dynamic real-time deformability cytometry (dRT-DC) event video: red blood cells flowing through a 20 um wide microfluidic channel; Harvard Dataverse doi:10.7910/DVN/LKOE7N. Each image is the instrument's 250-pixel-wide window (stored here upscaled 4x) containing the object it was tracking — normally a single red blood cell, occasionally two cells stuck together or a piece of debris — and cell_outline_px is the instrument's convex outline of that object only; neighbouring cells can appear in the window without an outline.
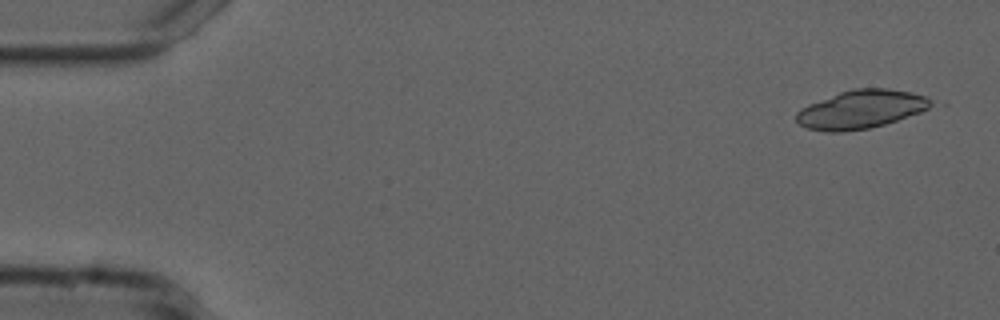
{"species": "common noctule bat (a hibernating species)", "species_latin": "Nyctalus noctula", "temperature_condition": "cold", "stored_images_in_passage": 11, "camera_frame_rate_fps": 3000, "um_per_image_px": 0.085, "animal": {"sex": "male", "forearm_length_mm": 52.5}, "frame": {"image": 1, "passage_image": 1, "time_ms": 0.0, "image_size_px": [1000, 320], "cell_outline_px": [[936, 104], [920, 112], [884, 124], [868, 128], [844, 132], [824, 132], [808, 128], [800, 124], [796, 120], [796, 112], [800, 108], [808, 104], [840, 92], [852, 88], [888, 88], [912, 92], [924, 96], [932, 100]], "centroid_in_image_um": [73.18, 9.29], "position_along_channel_um": 11.8, "area_um2": 30.17}}